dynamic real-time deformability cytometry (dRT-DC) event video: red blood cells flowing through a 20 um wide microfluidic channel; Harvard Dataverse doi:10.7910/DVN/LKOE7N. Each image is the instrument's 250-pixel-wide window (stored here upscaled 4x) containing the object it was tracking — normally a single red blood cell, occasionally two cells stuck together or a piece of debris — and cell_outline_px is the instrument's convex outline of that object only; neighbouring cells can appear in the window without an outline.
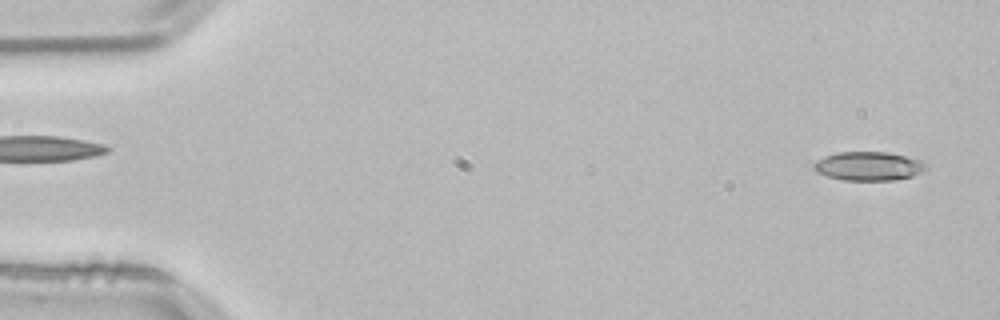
{"species": "common noctule bat (a hibernating species)", "species_latin": "Nyctalus noctula", "temperature_condition": "room temperature", "stored_images_in_passage": 52, "camera_frame_rate_fps": 3000, "um_per_image_px": 0.085, "animal": {"sex": "male", "body_mass_g": 21.5, "forearm_length_mm": 52.0}, "frame": {"image": 1, "passage_image": 1, "time_ms": 0.0, "image_size_px": [1000, 320], "cell_outline_px": [[928, 168], [912, 176], [892, 180], [844, 180], [828, 176], [816, 172], [812, 168], [812, 164], [816, 160], [824, 156], [836, 152], [888, 152], [920, 160]], "centroid_in_image_um": [73.77, 14.11], "position_along_channel_um": 11.2, "area_um2": 18.79}}
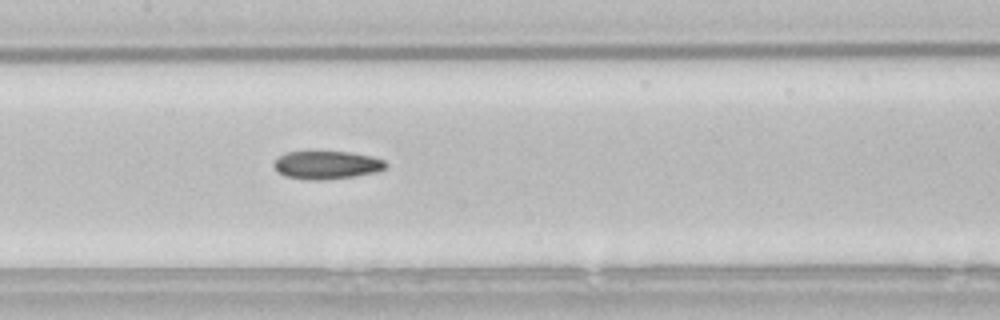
{"frame": {"image": 2, "passage_image": 24, "time_ms": 7.667, "image_size_px": [1000, 320], "cell_outline_px": [[388, 164], [384, 168], [376, 172], [352, 176], [324, 180], [308, 180], [284, 176], [276, 172], [272, 164], [284, 152], [348, 152], [372, 156], [384, 160]], "centroid_in_image_um": [27.73, 14.03], "position_along_channel_um": 179.7, "area_um2": 18.32}}
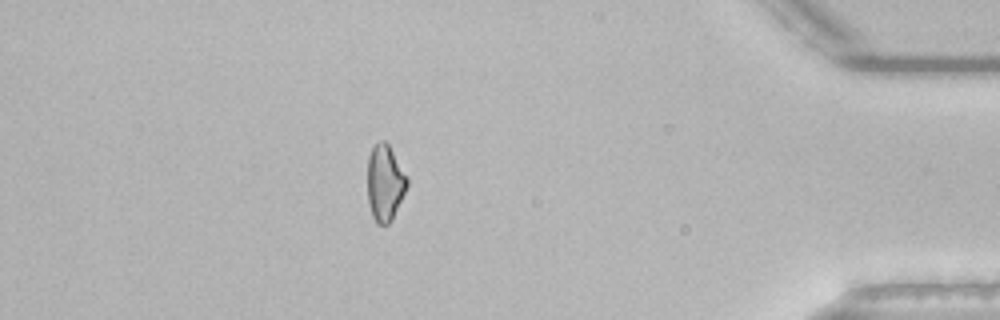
{"frame": {"image": 3, "passage_image": 45, "time_ms": 14.667, "image_size_px": [1000, 320], "cell_outline_px": [[408, 184], [392, 220], [388, 224], [376, 224], [372, 216], [368, 204], [368, 156], [376, 140], [384, 140], [388, 144], [408, 176]], "centroid_in_image_um": [32.71, 15.53], "position_along_channel_um": 402.5, "area_um2": 17.74}}